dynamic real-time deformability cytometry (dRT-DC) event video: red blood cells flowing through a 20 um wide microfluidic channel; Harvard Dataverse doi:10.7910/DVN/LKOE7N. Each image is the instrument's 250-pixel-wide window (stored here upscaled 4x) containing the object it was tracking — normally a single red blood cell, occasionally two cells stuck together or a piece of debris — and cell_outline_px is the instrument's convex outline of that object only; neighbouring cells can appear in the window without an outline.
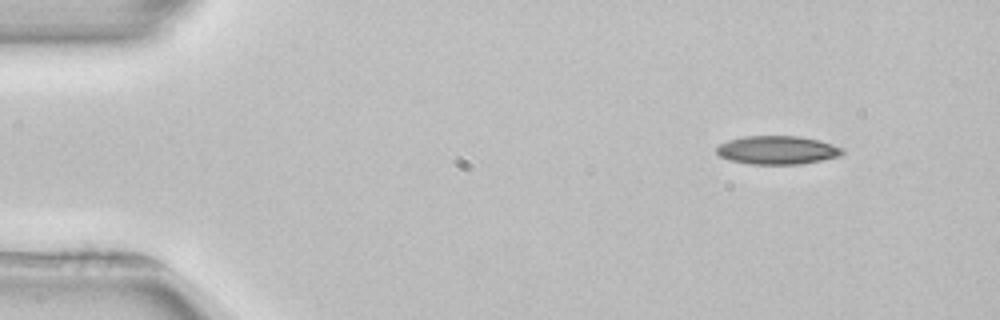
{"species": "common noctule bat (a hibernating species)", "species_latin": "Nyctalus noctula", "temperature_condition": "room temperature", "stored_images_in_passage": 3, "camera_frame_rate_fps": 3000, "um_per_image_px": 0.085, "animal": {"sex": "female", "body_mass_g": 22.7, "forearm_length_mm": 54.2}, "frame": {"image": 1, "passage_image": 1, "time_ms": 0.0, "image_size_px": [1000, 320], "cell_outline_px": [[844, 152], [840, 156], [820, 160], [796, 164], [748, 164], [732, 160], [720, 156], [716, 152], [716, 148], [720, 144], [728, 140], [744, 136], [800, 136], [820, 140], [844, 148]], "centroid_in_image_um": [66.08, 12.74], "position_along_channel_um": 18.9, "area_um2": 20.81}}